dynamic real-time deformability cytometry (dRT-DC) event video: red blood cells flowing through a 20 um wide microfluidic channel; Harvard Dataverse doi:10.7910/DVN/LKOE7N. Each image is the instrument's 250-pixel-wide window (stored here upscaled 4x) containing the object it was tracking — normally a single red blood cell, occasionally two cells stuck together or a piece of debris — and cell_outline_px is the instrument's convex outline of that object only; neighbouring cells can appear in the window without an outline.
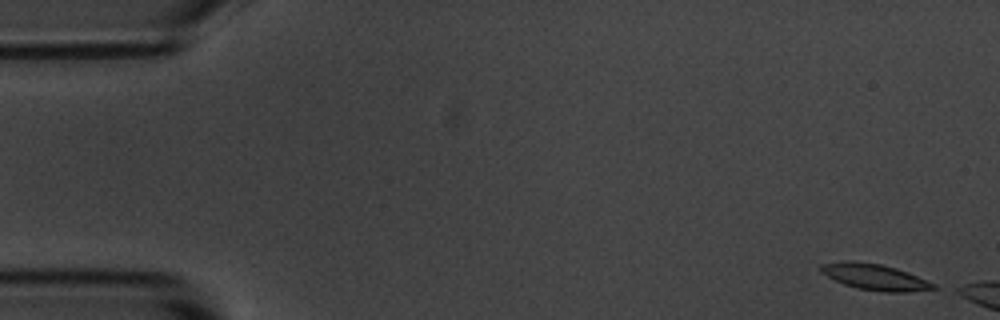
{"species": "common noctule bat (a hibernating species)", "species_latin": "Nyctalus noctula", "temperature_condition": "room temperature", "stored_images_in_passage": 3, "camera_frame_rate_fps": 3000, "um_per_image_px": 0.085, "animal": {"sex": "male", "body_mass_g": 20.1, "forearm_length_mm": 53.5}, "frame": {"image": 1, "passage_image": 1, "time_ms": 0.0, "image_size_px": [1000, 320], "cell_outline_px": [[940, 288], [908, 292], [884, 292], [856, 288], [844, 284], [820, 272], [820, 264], [844, 260], [852, 260], [880, 264], [896, 268], [908, 272], [936, 284]], "centroid_in_image_um": [74.37, 23.54], "position_along_channel_um": 10.6, "area_um2": 17.22}}